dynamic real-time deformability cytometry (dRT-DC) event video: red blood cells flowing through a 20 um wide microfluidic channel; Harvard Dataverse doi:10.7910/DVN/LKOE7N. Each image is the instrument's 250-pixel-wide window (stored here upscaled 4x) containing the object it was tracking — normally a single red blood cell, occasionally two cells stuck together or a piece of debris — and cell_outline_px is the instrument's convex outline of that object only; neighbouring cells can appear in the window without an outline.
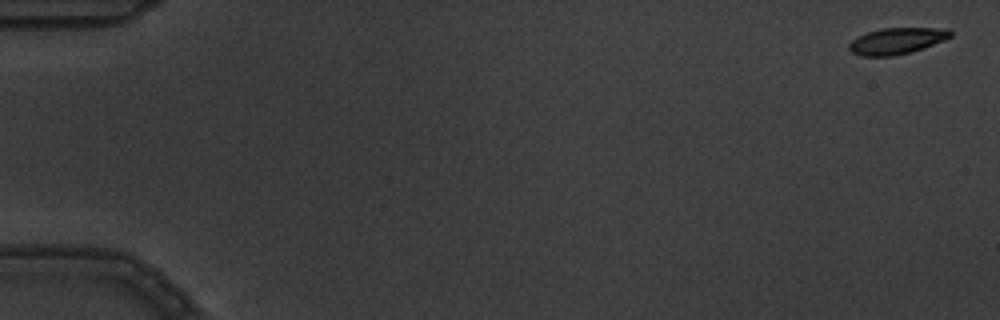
{"species": "common noctule bat (a hibernating species)", "species_latin": "Nyctalus noctula", "temperature_condition": "warm", "stored_images_in_passage": 7, "segment_of_instrument_passage": [2, 2], "camera_frame_rate_fps": 3000, "um_per_image_px": 0.085, "animal": {"sex": "male", "body_mass_g": 19.5, "forearm_length_mm": 54.6}, "frame": {"image": 1, "passage_image": 7, "time_ms": 2.0, "image_size_px": [1000, 320], "cell_outline_px": [[952, 36], [944, 40], [924, 48], [892, 56], [860, 56], [852, 52], [848, 48], [848, 44], [852, 40], [868, 32], [880, 28], [948, 28], [952, 32]], "centroid_in_image_um": [76.23, 3.47], "position_along_channel_um": 8.8, "area_um2": 15.49}}